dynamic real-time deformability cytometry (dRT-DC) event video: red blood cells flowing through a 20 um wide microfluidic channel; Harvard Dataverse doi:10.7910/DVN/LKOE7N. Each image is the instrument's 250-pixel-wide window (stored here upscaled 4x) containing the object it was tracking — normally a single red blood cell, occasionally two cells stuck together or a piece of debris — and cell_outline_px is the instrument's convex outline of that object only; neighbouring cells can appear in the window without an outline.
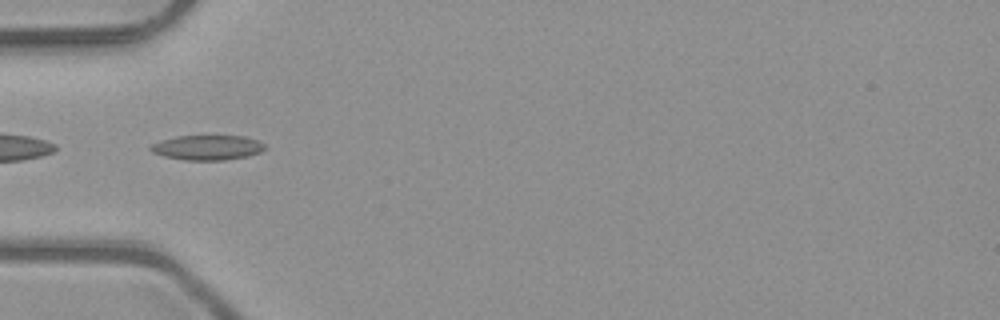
{"species": "common noctule bat (a hibernating species)", "species_latin": "Nyctalus noctula", "temperature_condition": "room temperature", "stored_images_in_passage": 1, "camera_frame_rate_fps": 3000, "um_per_image_px": 0.085, "animal": {"sex": "male", "body_mass_g": 23.1, "forearm_length_mm": 52.7}, "frame": {"image": 1, "passage_image": 1, "time_ms": 0.0, "image_size_px": [1000, 320], "cell_outline_px": [[268, 148], [260, 152], [248, 156], [224, 160], [184, 160], [164, 156], [152, 152], [148, 148], [152, 144], [160, 140], [176, 136], [244, 136], [256, 140], [264, 144]], "centroid_in_image_um": [17.62, 12.54], "position_along_channel_um": 67.4, "area_um2": 16.59}}